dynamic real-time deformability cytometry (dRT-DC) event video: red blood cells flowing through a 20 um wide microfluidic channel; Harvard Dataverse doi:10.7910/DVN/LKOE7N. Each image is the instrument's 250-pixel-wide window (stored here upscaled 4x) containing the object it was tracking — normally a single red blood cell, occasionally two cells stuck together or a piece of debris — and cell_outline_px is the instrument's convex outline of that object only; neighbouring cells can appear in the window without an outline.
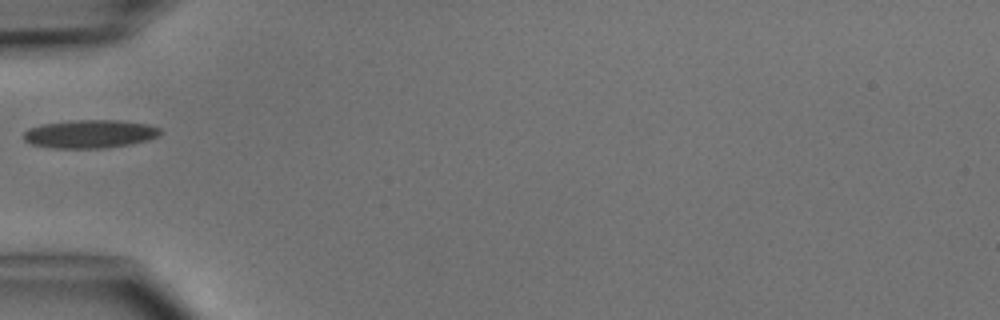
{"species": "common noctule bat (a hibernating species)", "species_latin": "Nyctalus noctula", "temperature_condition": "cold", "stored_images_in_passage": 4, "camera_frame_rate_fps": 3000, "um_per_image_px": 0.085, "animal": {"sex": "male", "body_mass_g": 15.6}, "frame": {"image": 1, "passage_image": 4, "time_ms": 4.333, "image_size_px": [1000, 320], "cell_outline_px": [[160, 136], [148, 140], [132, 144], [108, 148], [52, 148], [32, 144], [24, 140], [24, 132], [28, 128], [40, 124], [76, 120], [120, 120], [148, 124], [160, 128]], "centroid_in_image_um": [7.66, 11.38], "position_along_channel_um": 77.3, "area_um2": 22.72}}